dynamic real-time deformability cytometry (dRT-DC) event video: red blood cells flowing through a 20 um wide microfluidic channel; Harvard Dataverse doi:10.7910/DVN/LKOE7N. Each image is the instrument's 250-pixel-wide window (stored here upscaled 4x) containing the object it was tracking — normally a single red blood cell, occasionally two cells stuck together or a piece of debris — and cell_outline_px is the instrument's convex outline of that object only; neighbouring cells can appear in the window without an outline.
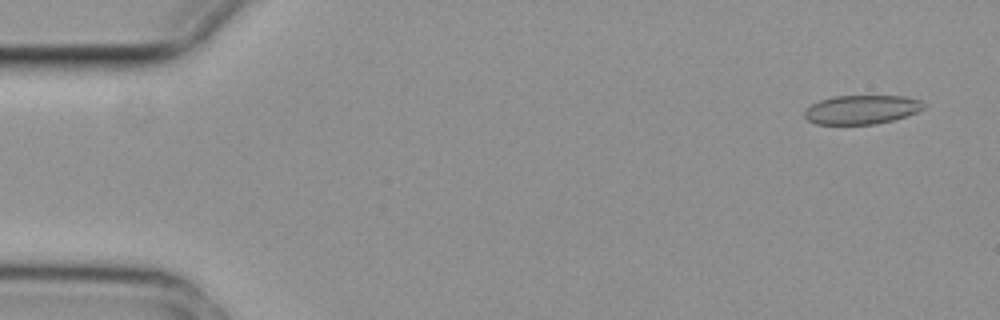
{"species": "common noctule bat (a hibernating species)", "species_latin": "Nyctalus noctula", "temperature_condition": "cold", "stored_images_in_passage": 4, "camera_frame_rate_fps": 3000, "um_per_image_px": 0.085, "animal": {"sex": "female", "body_mass_g": 29.2, "forearm_length_mm": 56.3}, "frame": {"image": 1, "passage_image": 1, "time_ms": 0.0, "image_size_px": [1000, 320], "cell_outline_px": [[924, 108], [908, 116], [876, 124], [816, 124], [808, 120], [804, 116], [804, 108], [820, 100], [832, 96], [904, 96], [920, 100], [924, 104]], "centroid_in_image_um": [73.21, 9.31], "position_along_channel_um": 11.8, "area_um2": 20.17}}
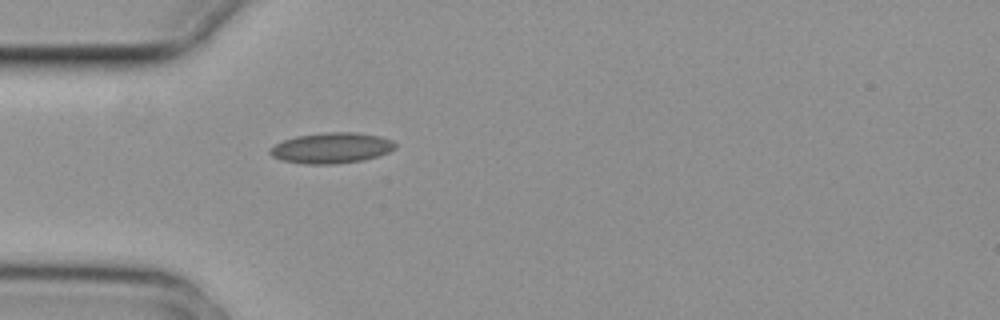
{"frame": {"image": 2, "passage_image": 4, "time_ms": 1.0, "image_size_px": [1000, 320], "cell_outline_px": [[396, 148], [388, 152], [376, 156], [360, 160], [336, 164], [304, 164], [280, 160], [272, 156], [268, 152], [268, 148], [284, 140], [296, 136], [328, 132], [356, 132], [380, 136], [392, 140], [396, 144]], "centroid_in_image_um": [28.15, 12.57], "position_along_channel_um": 56.9, "area_um2": 22.37}}